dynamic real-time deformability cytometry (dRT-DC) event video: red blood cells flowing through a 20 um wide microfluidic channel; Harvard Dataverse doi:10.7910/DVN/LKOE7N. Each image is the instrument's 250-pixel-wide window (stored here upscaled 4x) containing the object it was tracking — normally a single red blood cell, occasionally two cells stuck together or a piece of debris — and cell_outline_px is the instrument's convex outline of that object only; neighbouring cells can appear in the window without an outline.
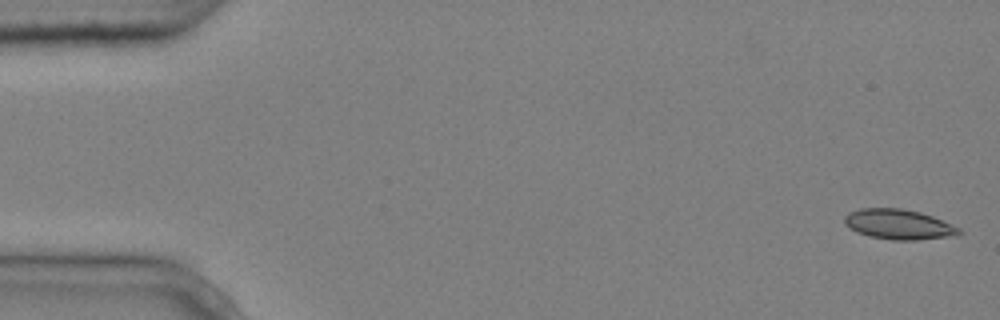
{"species": "common noctule bat (a hibernating species)", "species_latin": "Nyctalus noctula", "temperature_condition": "cold", "stored_images_in_passage": 7, "camera_frame_rate_fps": 3000, "um_per_image_px": 0.085, "animal": {"sex": "male", "body_mass_g": 20.4}, "frame": {"image": 1, "passage_image": 1, "time_ms": 0.0, "image_size_px": [1000, 320], "cell_outline_px": [[964, 232], [956, 236], [916, 240], [892, 240], [868, 236], [856, 232], [844, 224], [844, 216], [848, 212], [860, 208], [900, 208], [920, 212], [932, 216], [960, 228]], "centroid_in_image_um": [76.38, 19.07], "position_along_channel_um": 8.6, "area_um2": 20.29}}
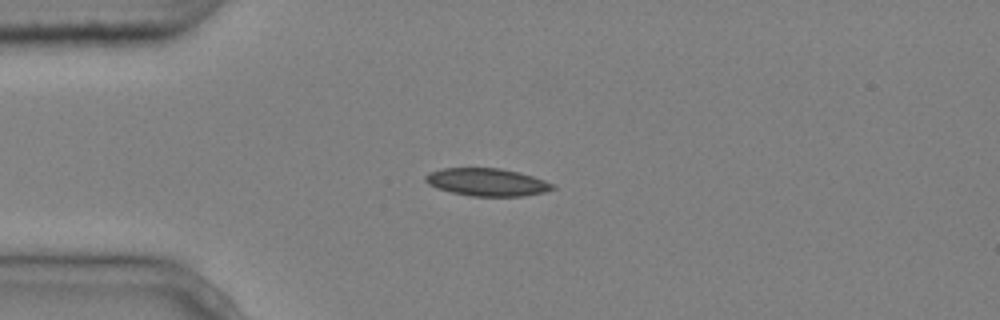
{"frame": {"image": 2, "passage_image": 3, "time_ms": 0.667, "image_size_px": [1000, 320], "cell_outline_px": [[556, 188], [544, 192], [524, 196], [472, 196], [452, 192], [436, 188], [428, 184], [424, 180], [424, 176], [428, 172], [444, 168], [500, 168], [520, 172], [556, 184]], "centroid_in_image_um": [41.4, 15.48], "position_along_channel_um": 43.6, "area_um2": 20.63}}
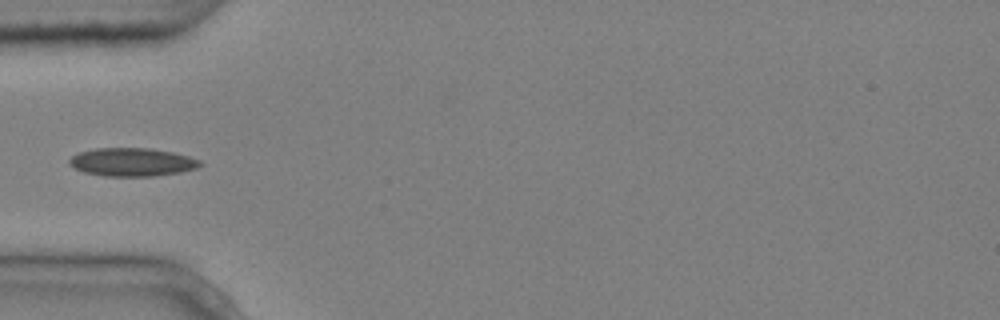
{"frame": {"image": 3, "passage_image": 4, "time_ms": 1.0, "image_size_px": [1000, 320], "cell_outline_px": [[204, 164], [196, 168], [180, 172], [152, 176], [104, 176], [84, 172], [68, 164], [68, 160], [72, 156], [80, 152], [96, 148], [152, 148], [172, 152], [188, 156], [200, 160]], "centroid_in_image_um": [11.23, 13.77], "position_along_channel_um": 73.8, "area_um2": 21.5}}